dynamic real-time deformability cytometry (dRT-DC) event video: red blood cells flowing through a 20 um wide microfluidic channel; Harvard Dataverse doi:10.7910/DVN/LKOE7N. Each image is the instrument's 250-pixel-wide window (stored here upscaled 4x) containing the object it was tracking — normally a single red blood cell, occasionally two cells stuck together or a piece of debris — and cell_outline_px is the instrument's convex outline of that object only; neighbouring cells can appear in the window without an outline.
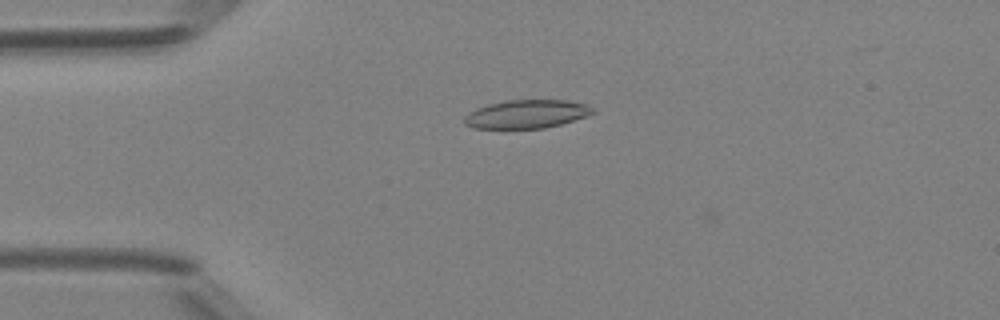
{"species": "Egyptian fruit bat (a non-hibernating species)", "species_latin": "Rousettus aegyptiacus", "temperature_condition": "room temperature", "stored_images_in_passage": 37, "camera_frame_rate_fps": 3000, "um_per_image_px": 0.085, "animal": {"sex": "female"}, "frame": {"image": 1, "passage_image": 3, "time_ms": 0.667, "image_size_px": [1000, 320], "cell_outline_px": [[596, 112], [560, 124], [544, 128], [472, 128], [464, 124], [464, 116], [468, 112], [476, 108], [488, 104], [508, 100], [568, 100], [588, 104]], "centroid_in_image_um": [44.72, 9.69], "position_along_channel_um": 40.3, "area_um2": 21.21}}
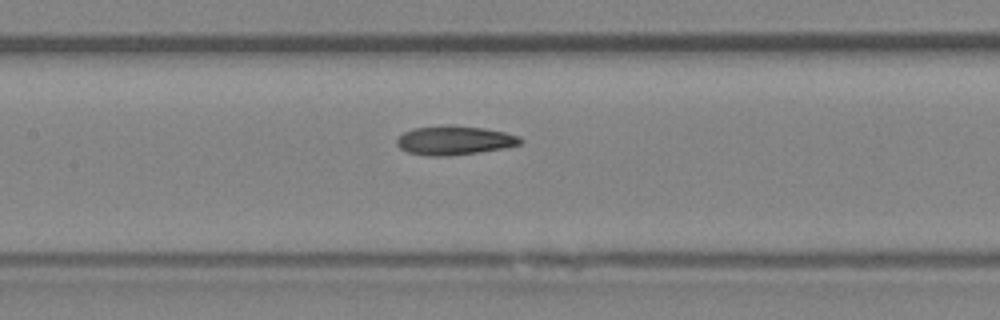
{"frame": {"image": 2, "passage_image": 14, "time_ms": 4.333, "image_size_px": [1000, 320], "cell_outline_px": [[524, 140], [520, 144], [504, 148], [476, 152], [444, 156], [428, 156], [408, 152], [400, 148], [396, 144], [396, 140], [404, 132], [412, 128], [448, 124], [484, 128], [504, 132], [520, 136]], "centroid_in_image_um": [38.61, 11.91], "position_along_channel_um": 168.8, "area_um2": 20.92}}
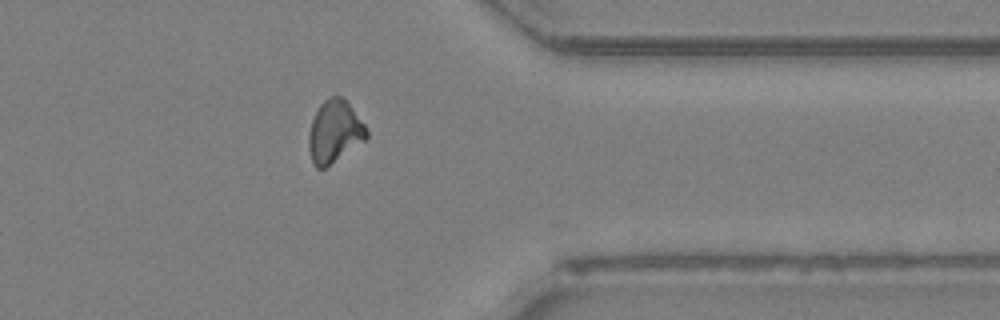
{"frame": {"image": 3, "passage_image": 30, "time_ms": 9.667, "image_size_px": [1000, 320], "cell_outline_px": [[368, 136], [364, 140], [324, 168], [316, 168], [312, 164], [308, 148], [308, 132], [312, 120], [320, 104], [324, 100], [332, 96], [340, 96], [348, 104], [368, 128]], "centroid_in_image_um": [28.4, 11.2], "position_along_channel_um": 383.0, "area_um2": 20.69}}